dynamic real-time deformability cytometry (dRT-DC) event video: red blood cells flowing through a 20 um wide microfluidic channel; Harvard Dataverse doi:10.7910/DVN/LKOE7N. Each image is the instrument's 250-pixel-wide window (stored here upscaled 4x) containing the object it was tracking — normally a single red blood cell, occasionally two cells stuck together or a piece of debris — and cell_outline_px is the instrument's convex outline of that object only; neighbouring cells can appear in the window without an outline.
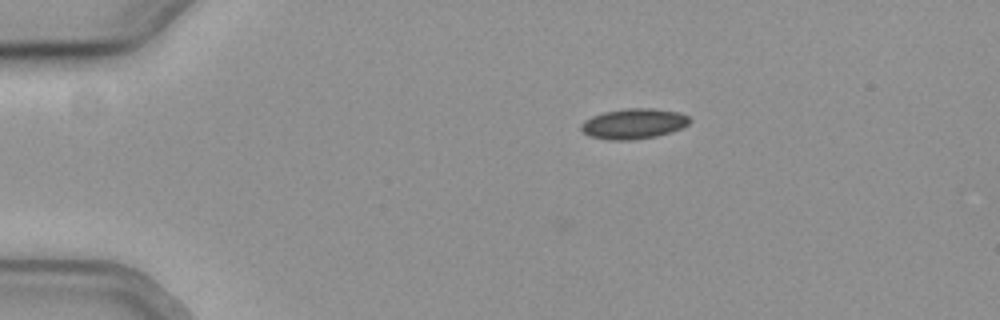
{"species": "common noctule bat (a hibernating species)", "species_latin": "Nyctalus noctula", "temperature_condition": "cold", "stored_images_in_passage": 41, "camera_frame_rate_fps": 3000, "um_per_image_px": 0.085, "animal": {"sex": "female", "body_mass_g": 19.3, "forearm_length_mm": 54.1}, "frame": {"image": 1, "passage_image": 1, "time_ms": 0.0, "image_size_px": [1000, 320], "cell_outline_px": [[692, 120], [688, 124], [672, 132], [656, 136], [632, 140], [612, 140], [588, 136], [580, 128], [580, 124], [584, 120], [592, 116], [604, 112], [624, 108], [652, 108], [680, 112], [688, 116]], "centroid_in_image_um": [53.86, 10.51], "position_along_channel_um": 31.1, "area_um2": 19.31}}
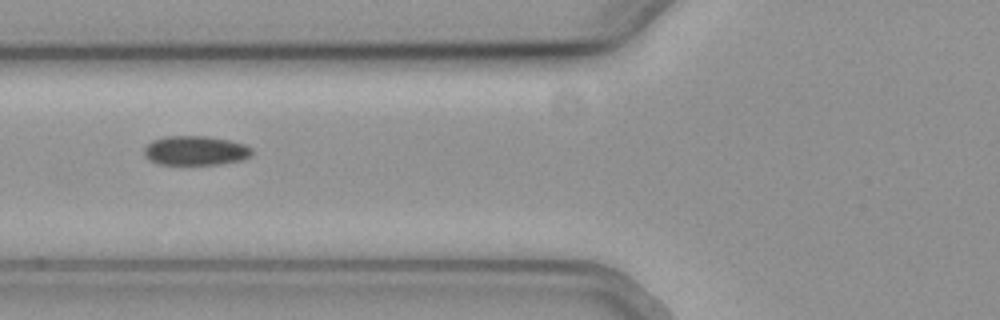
{"frame": {"image": 2, "passage_image": 12, "time_ms": 3.667, "image_size_px": [1000, 320], "cell_outline_px": [[252, 156], [240, 160], [220, 164], [156, 164], [148, 160], [144, 156], [144, 148], [152, 140], [164, 136], [208, 136], [228, 140], [244, 144], [252, 148]], "centroid_in_image_um": [16.59, 12.8], "position_along_channel_um": 109.2, "area_um2": 18.55}}
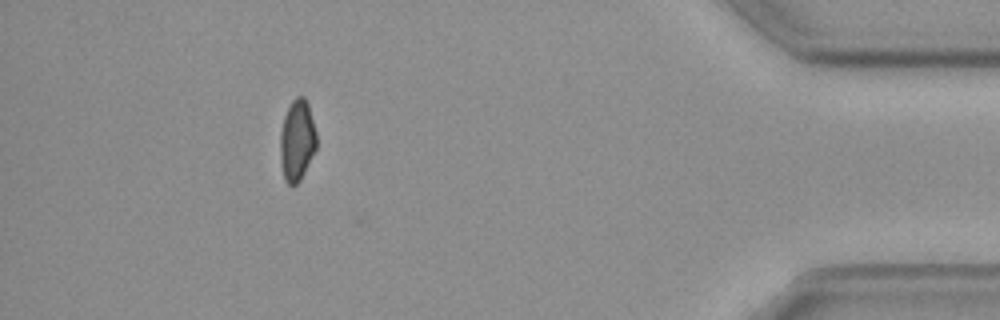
{"frame": {"image": 3, "passage_image": 40, "time_ms": 13.0, "image_size_px": [1000, 320], "cell_outline_px": [[316, 148], [300, 180], [296, 184], [288, 184], [284, 180], [280, 160], [280, 132], [284, 116], [292, 100], [296, 96], [304, 96], [308, 104], [316, 132]], "centroid_in_image_um": [25.23, 11.92], "position_along_channel_um": 410.0, "area_um2": 17.11}, "authors_computed_cell_mechanics": {"area_um2": 18.3804, "velocity_mm_per_s": 3.8046, "shape_relaxation_time_tau1_ms": 4.3949, "shape_relaxation_time_tau2_ms": null, "deformation_change_tau1": 0.0676, "deformation_change_tau2": null}}